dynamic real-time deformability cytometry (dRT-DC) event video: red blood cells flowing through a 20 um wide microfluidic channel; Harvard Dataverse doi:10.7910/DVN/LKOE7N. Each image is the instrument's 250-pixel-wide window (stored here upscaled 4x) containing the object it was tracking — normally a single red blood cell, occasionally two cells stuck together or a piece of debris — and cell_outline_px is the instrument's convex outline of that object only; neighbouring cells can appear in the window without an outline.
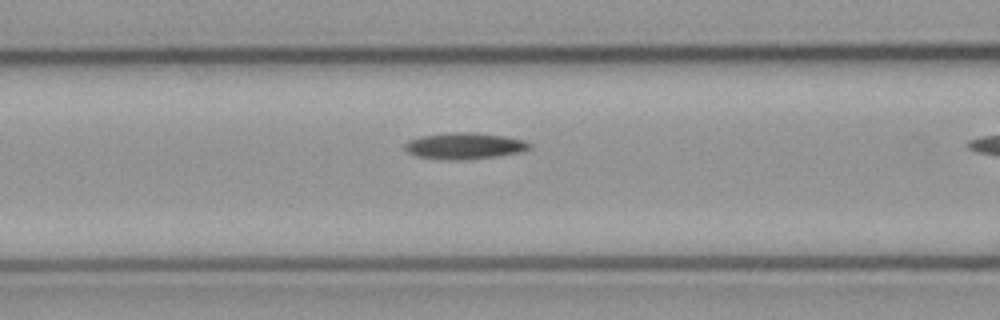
{"species": "common noctule bat (a hibernating species)", "species_latin": "Nyctalus noctula", "temperature_condition": "cold", "stored_images_in_passage": 31, "camera_frame_rate_fps": 3000, "um_per_image_px": 0.085, "animal": {"sex": "male", "body_mass_g": 23.1, "forearm_length_mm": 52.7}, "frame": {"image": 1, "passage_image": 19, "time_ms": 6.0, "image_size_px": [1000, 320], "cell_outline_px": [[532, 148], [520, 152], [500, 156], [460, 160], [448, 160], [416, 156], [408, 152], [404, 148], [404, 144], [408, 140], [420, 136], [452, 132], [476, 132], [504, 136], [524, 140], [532, 144]], "centroid_in_image_um": [39.49, 12.4], "position_along_channel_um": 127.1, "area_um2": 19.36}}
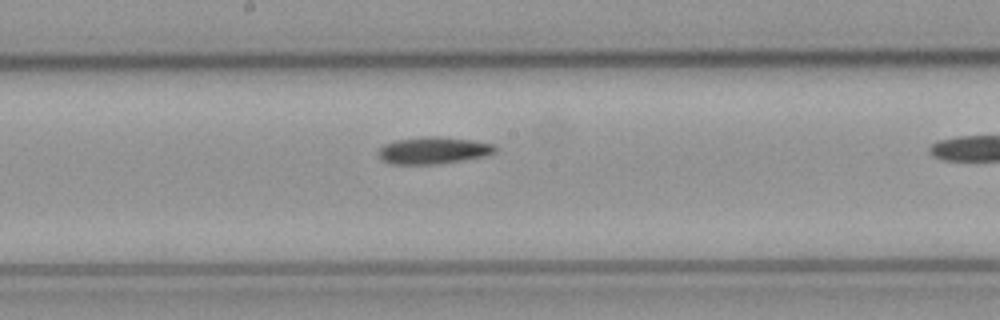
{"frame": {"image": 2, "passage_image": 26, "time_ms": 8.333, "image_size_px": [1000, 320], "cell_outline_px": [[496, 152], [484, 156], [464, 160], [440, 164], [392, 164], [384, 160], [380, 156], [380, 148], [384, 144], [396, 140], [424, 136], [440, 136], [472, 140], [492, 144], [496, 148]], "centroid_in_image_um": [36.86, 12.78], "position_along_channel_um": 211.3, "area_um2": 18.26}}
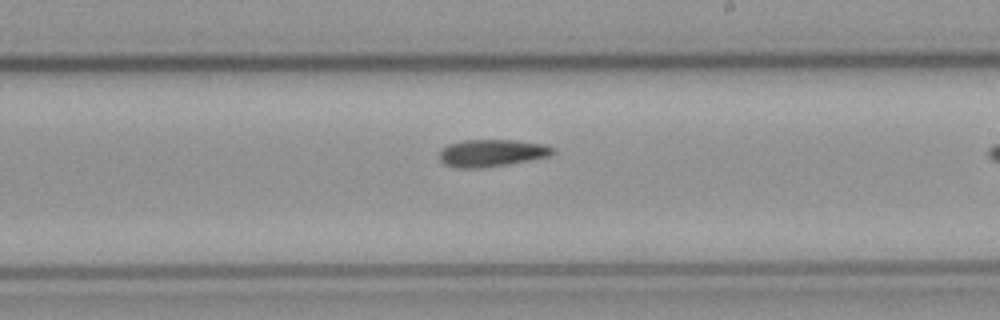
{"frame": {"image": 3, "passage_image": 29, "time_ms": 9.333, "image_size_px": [1000, 320], "cell_outline_px": [[556, 152], [548, 156], [508, 164], [484, 168], [456, 168], [444, 164], [440, 160], [440, 152], [448, 144], [460, 140], [512, 140], [544, 144], [552, 148]], "centroid_in_image_um": [41.76, 13.01], "position_along_channel_um": 247.2, "area_um2": 17.92}}